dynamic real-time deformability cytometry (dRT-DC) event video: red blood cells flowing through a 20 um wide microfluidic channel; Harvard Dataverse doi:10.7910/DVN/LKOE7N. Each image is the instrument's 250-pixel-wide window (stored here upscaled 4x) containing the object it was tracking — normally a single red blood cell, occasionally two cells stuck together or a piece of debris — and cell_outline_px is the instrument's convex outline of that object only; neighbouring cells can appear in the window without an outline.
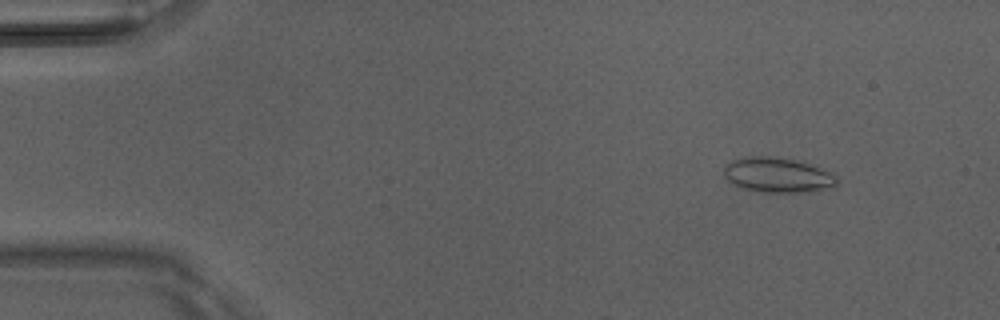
{"species": "Egyptian fruit bat (a non-hibernating species)", "species_latin": "Rousettus aegyptiacus", "temperature_condition": "room temperature", "stored_images_in_passage": 11, "camera_frame_rate_fps": 3000, "um_per_image_px": 0.085, "animal": {"sex": "male"}, "frame": {"image": 1, "passage_image": 4, "time_ms": 1.0, "image_size_px": [1000, 320], "cell_outline_px": [[836, 188], [816, 192], [760, 192], [744, 188], [732, 184], [724, 176], [724, 164], [732, 160], [752, 156], [764, 156], [796, 160], [836, 172]], "centroid_in_image_um": [66.17, 14.9], "position_along_channel_um": 18.8, "area_um2": 23.41}}